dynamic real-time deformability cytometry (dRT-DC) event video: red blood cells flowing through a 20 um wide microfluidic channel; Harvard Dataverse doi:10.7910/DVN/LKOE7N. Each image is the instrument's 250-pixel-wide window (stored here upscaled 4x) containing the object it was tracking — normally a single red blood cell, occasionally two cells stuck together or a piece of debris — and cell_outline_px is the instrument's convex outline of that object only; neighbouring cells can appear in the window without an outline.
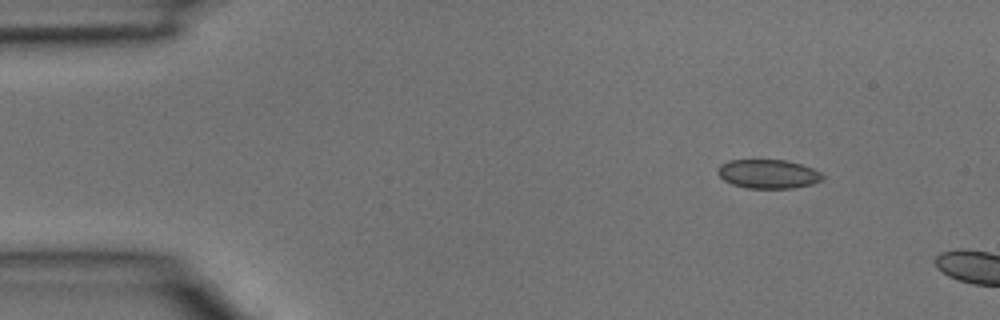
{"species": "common noctule bat (a hibernating species)", "species_latin": "Nyctalus noctula", "temperature_condition": "room temperature", "stored_images_in_passage": 2, "camera_frame_rate_fps": 3000, "um_per_image_px": 0.085, "animal": {"sex": "male", "body_mass_g": 15.6}, "frame": {"image": 1, "passage_image": 1, "time_ms": 0.0, "image_size_px": [1000, 320], "cell_outline_px": [[824, 180], [812, 184], [792, 188], [748, 188], [732, 184], [724, 180], [716, 172], [716, 168], [720, 164], [728, 160], [788, 160], [812, 168], [820, 172], [824, 176]], "centroid_in_image_um": [65.28, 14.78], "position_along_channel_um": 19.7, "area_um2": 17.8}}